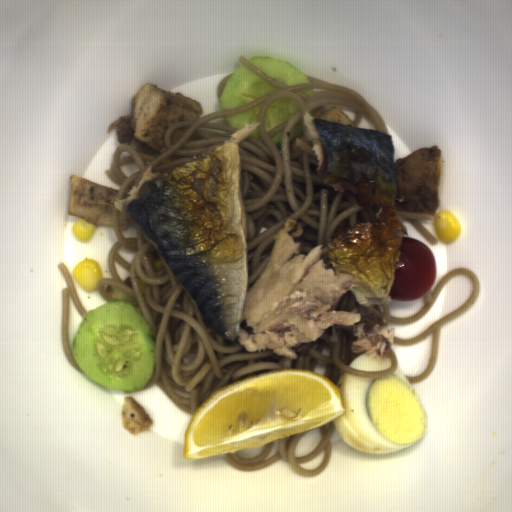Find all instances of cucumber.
Returning <instances> with one entry per match:
<instances>
[{"instance_id":"cucumber-1","label":"cucumber","mask_w":512,"mask_h":512,"mask_svg":"<svg viewBox=\"0 0 512 512\" xmlns=\"http://www.w3.org/2000/svg\"><path fill=\"white\" fill-rule=\"evenodd\" d=\"M73 355L82 372L106 389L139 390L153 374L154 334L132 304L105 302L82 319Z\"/></svg>"},{"instance_id":"cucumber-2","label":"cucumber","mask_w":512,"mask_h":512,"mask_svg":"<svg viewBox=\"0 0 512 512\" xmlns=\"http://www.w3.org/2000/svg\"><path fill=\"white\" fill-rule=\"evenodd\" d=\"M279 89L241 64L228 78L218 103L222 111L239 108Z\"/></svg>"},{"instance_id":"cucumber-3","label":"cucumber","mask_w":512,"mask_h":512,"mask_svg":"<svg viewBox=\"0 0 512 512\" xmlns=\"http://www.w3.org/2000/svg\"><path fill=\"white\" fill-rule=\"evenodd\" d=\"M265 74L283 83L286 86L306 84L307 75L296 69L287 61L271 56H254L248 60Z\"/></svg>"},{"instance_id":"cucumber-4","label":"cucumber","mask_w":512,"mask_h":512,"mask_svg":"<svg viewBox=\"0 0 512 512\" xmlns=\"http://www.w3.org/2000/svg\"><path fill=\"white\" fill-rule=\"evenodd\" d=\"M299 111L297 101L290 97L274 100L266 109L264 117L265 131L275 128L292 118Z\"/></svg>"},{"instance_id":"cucumber-5","label":"cucumber","mask_w":512,"mask_h":512,"mask_svg":"<svg viewBox=\"0 0 512 512\" xmlns=\"http://www.w3.org/2000/svg\"><path fill=\"white\" fill-rule=\"evenodd\" d=\"M262 103L239 114L224 116L225 124L238 131L244 128L246 124L259 122Z\"/></svg>"},{"instance_id":"cucumber-6","label":"cucumber","mask_w":512,"mask_h":512,"mask_svg":"<svg viewBox=\"0 0 512 512\" xmlns=\"http://www.w3.org/2000/svg\"><path fill=\"white\" fill-rule=\"evenodd\" d=\"M304 134V131H303V128L301 125H296L293 127L291 133H290V137H289V141L290 140H294L295 138L299 137V136H302Z\"/></svg>"},{"instance_id":"cucumber-7","label":"cucumber","mask_w":512,"mask_h":512,"mask_svg":"<svg viewBox=\"0 0 512 512\" xmlns=\"http://www.w3.org/2000/svg\"><path fill=\"white\" fill-rule=\"evenodd\" d=\"M282 133L283 130L270 137V140L274 145H280L282 143Z\"/></svg>"},{"instance_id":"cucumber-8","label":"cucumber","mask_w":512,"mask_h":512,"mask_svg":"<svg viewBox=\"0 0 512 512\" xmlns=\"http://www.w3.org/2000/svg\"><path fill=\"white\" fill-rule=\"evenodd\" d=\"M302 93L306 94V95H309V96H313L315 94V91H314V88L313 89H309V90H300Z\"/></svg>"},{"instance_id":"cucumber-9","label":"cucumber","mask_w":512,"mask_h":512,"mask_svg":"<svg viewBox=\"0 0 512 512\" xmlns=\"http://www.w3.org/2000/svg\"><path fill=\"white\" fill-rule=\"evenodd\" d=\"M249 136L253 137V138H260V133H259V126L256 128V130L250 134Z\"/></svg>"}]
</instances>
